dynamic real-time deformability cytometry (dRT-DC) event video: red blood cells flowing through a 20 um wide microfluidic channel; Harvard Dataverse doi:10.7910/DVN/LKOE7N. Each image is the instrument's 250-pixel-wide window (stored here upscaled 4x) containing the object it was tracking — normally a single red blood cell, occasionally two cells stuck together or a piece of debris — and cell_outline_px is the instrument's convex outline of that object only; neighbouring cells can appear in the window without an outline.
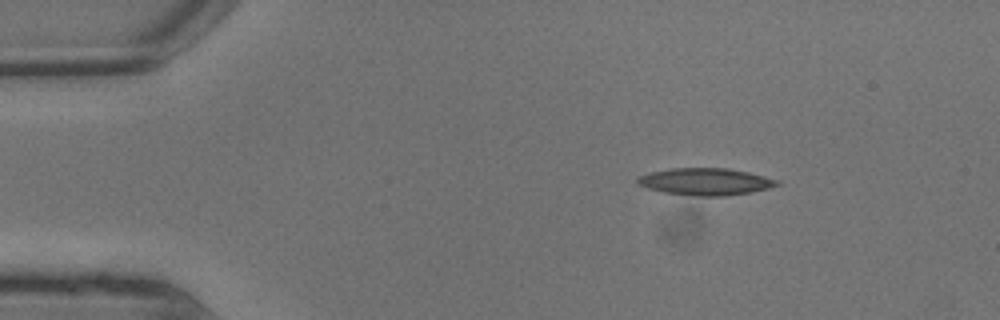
{"species": "common noctule bat (a hibernating species)", "species_latin": "Nyctalus noctula", "temperature_condition": "warm", "stored_images_in_passage": 7, "camera_frame_rate_fps": 3000, "um_per_image_px": 0.085, "animal": {"sex": "male", "body_mass_g": 13.3}, "frame": {"image": 1, "passage_image": 2, "time_ms": 0.333, "image_size_px": [1000, 320], "cell_outline_px": [[780, 184], [768, 188], [752, 192], [724, 196], [696, 196], [664, 192], [648, 188], [640, 184], [636, 180], [640, 176], [652, 172], [672, 168], [728, 168], [748, 172], [780, 180]], "centroid_in_image_um": [60.02, 15.44], "position_along_channel_um": 25.0, "area_um2": 21.79}}
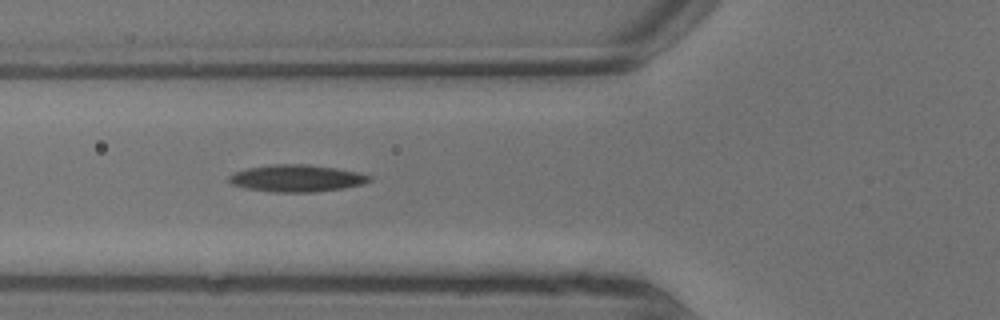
{"frame": {"image": 2, "passage_image": 6, "time_ms": 1.667, "image_size_px": [1000, 320], "cell_outline_px": [[372, 180], [364, 184], [344, 188], [316, 192], [272, 192], [244, 188], [232, 184], [228, 180], [228, 176], [232, 172], [248, 168], [272, 164], [308, 164], [336, 168], [360, 172], [372, 176]], "centroid_in_image_um": [25.23, 15.15], "position_along_channel_um": 100.6, "area_um2": 22.43}}
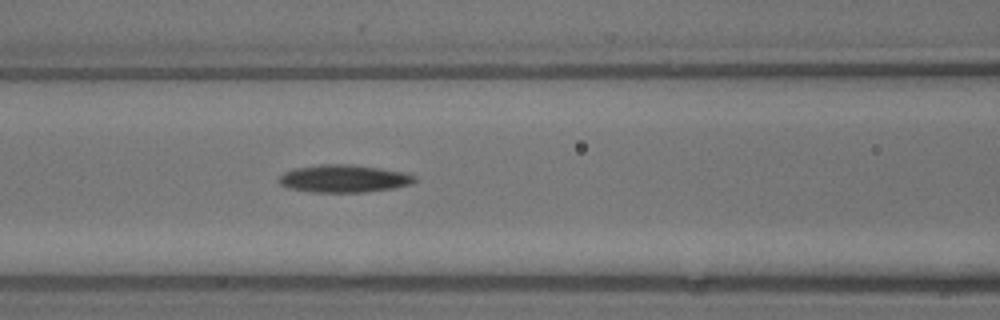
{"frame": {"image": 3, "passage_image": 7, "time_ms": 2.0, "image_size_px": [1000, 320], "cell_outline_px": [[416, 180], [412, 184], [392, 188], [364, 192], [312, 192], [288, 188], [280, 184], [276, 180], [284, 172], [296, 168], [320, 164], [352, 164], [408, 172], [416, 176]], "centroid_in_image_um": [29.24, 15.17], "position_along_channel_um": 137.4, "area_um2": 22.02}}